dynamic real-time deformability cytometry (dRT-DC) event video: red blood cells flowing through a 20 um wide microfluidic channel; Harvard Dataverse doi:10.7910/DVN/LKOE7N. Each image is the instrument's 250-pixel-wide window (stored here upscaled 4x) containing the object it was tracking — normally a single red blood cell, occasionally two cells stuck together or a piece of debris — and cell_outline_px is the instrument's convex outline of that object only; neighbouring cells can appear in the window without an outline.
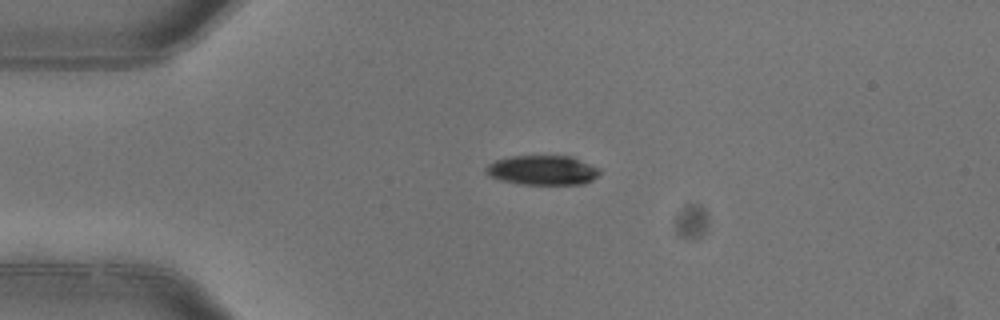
{"species": "common noctule bat (a hibernating species)", "species_latin": "Nyctalus noctula", "temperature_condition": "warm", "stored_images_in_passage": 3, "camera_frame_rate_fps": 3000, "um_per_image_px": 0.085, "animal": {"sex": "female"}, "frame": {"image": 1, "passage_image": 1, "time_ms": 0.0, "image_size_px": [1000, 320], "cell_outline_px": [[600, 172], [592, 180], [584, 184], [520, 184], [500, 180], [488, 176], [484, 172], [484, 168], [488, 164], [496, 160], [512, 156], [572, 156], [600, 168]], "centroid_in_image_um": [46.09, 14.47], "position_along_channel_um": 38.9, "area_um2": 19.71}}